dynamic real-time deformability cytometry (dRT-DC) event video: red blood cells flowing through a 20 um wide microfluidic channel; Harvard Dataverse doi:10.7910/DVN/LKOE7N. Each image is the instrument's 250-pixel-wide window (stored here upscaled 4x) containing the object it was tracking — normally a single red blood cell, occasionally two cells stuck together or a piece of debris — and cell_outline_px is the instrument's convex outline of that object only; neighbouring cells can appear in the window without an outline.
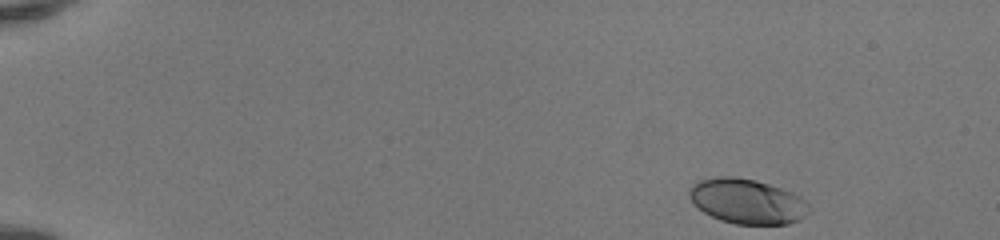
{"species": "human", "species_latin": "Homo sapiens", "temperature_condition": "room temperature", "stored_images_in_passage": 46, "camera_frame_rate_fps": 3000, "um_per_image_px": 0.085, "donor": {"sex": "female"}, "frame": {"image": 1, "passage_image": 1, "time_ms": 0.0, "image_size_px": [1000, 240], "cell_outline_px": [[812, 208], [800, 220], [788, 224], [736, 224], [720, 220], [704, 212], [692, 204], [688, 196], [688, 192], [692, 184], [700, 180], [716, 176], [736, 176], [756, 180], [792, 192], [800, 196], [812, 204]], "centroid_in_image_um": [63.52, 17.11], "position_along_channel_um": 21.5, "area_um2": 31.79}}
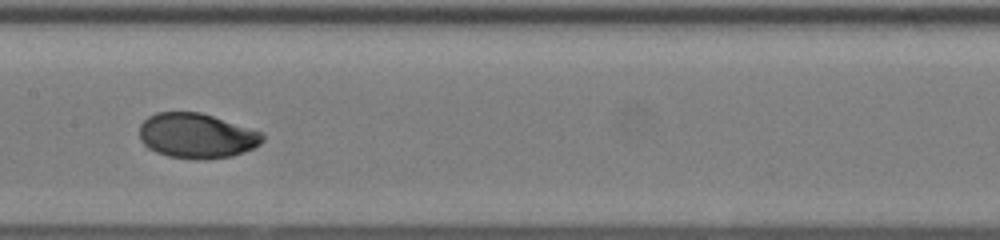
{"frame": {"image": 2, "passage_image": 23, "time_ms": 7.333, "image_size_px": [1000, 240], "cell_outline_px": [[264, 140], [260, 144], [252, 148], [232, 156], [208, 160], [196, 160], [168, 156], [156, 152], [148, 148], [140, 140], [140, 124], [148, 116], [156, 112], [200, 112], [264, 132]], "centroid_in_image_um": [16.72, 11.54], "position_along_channel_um": 190.7, "area_um2": 32.54}}
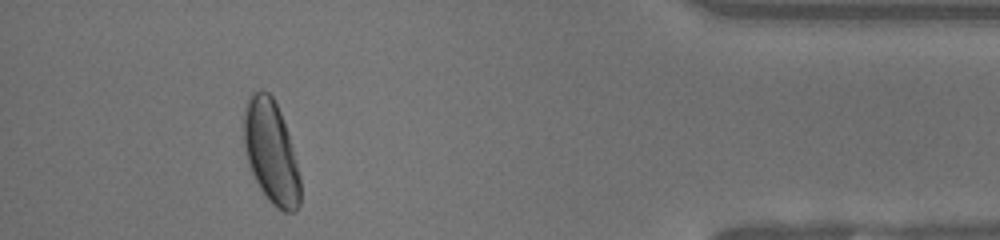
{"frame": {"image": 3, "passage_image": 42, "time_ms": 13.667, "image_size_px": [1000, 240], "cell_outline_px": [[300, 204], [296, 212], [284, 212], [276, 208], [268, 200], [260, 188], [248, 164], [244, 148], [244, 108], [248, 96], [252, 92], [260, 88], [268, 92], [272, 96], [280, 112], [292, 148], [300, 176]], "centroid_in_image_um": [23.02, 12.93], "position_along_channel_um": 412.2, "area_um2": 33.87}, "authors_computed_cell_mechanics": {"area_um2": 31.9056, "velocity_mm_per_s": 4.1348, "shape_relaxation_time_tau1_ms": 2.1396, "shape_relaxation_time_tau2_ms": null, "deformation_change_tau1": 0.141, "deformation_change_tau2": null}}